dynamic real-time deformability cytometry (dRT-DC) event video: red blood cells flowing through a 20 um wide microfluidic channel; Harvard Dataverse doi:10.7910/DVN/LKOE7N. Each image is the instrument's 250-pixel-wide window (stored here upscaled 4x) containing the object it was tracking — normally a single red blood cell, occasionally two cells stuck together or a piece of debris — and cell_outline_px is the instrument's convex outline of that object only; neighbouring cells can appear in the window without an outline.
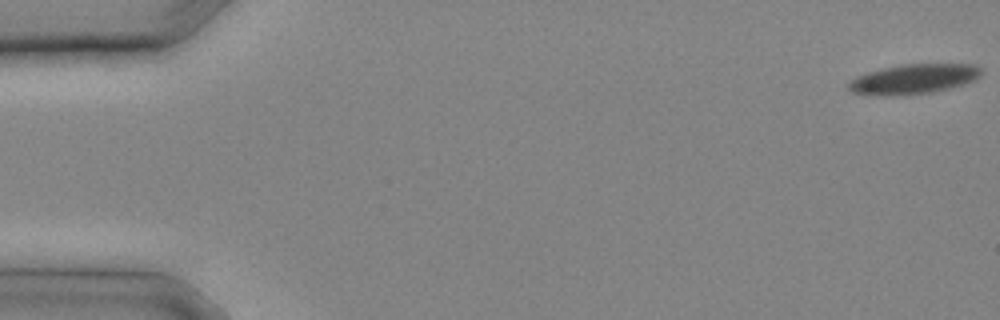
{"species": "common noctule bat (a hibernating species)", "species_latin": "Nyctalus noctula", "temperature_condition": "cold", "stored_images_in_passage": 27, "camera_frame_rate_fps": 3000, "um_per_image_px": 0.085, "animal": {"sex": "male", "body_mass_g": 20.4}, "frame": {"image": 1, "passage_image": 1, "time_ms": 0.0, "image_size_px": [1000, 320], "cell_outline_px": [[980, 76], [976, 80], [964, 84], [932, 92], [908, 96], [852, 92], [848, 88], [848, 84], [856, 76], [868, 72], [900, 64], [972, 64], [980, 68]], "centroid_in_image_um": [77.7, 6.71], "position_along_channel_um": 7.3, "area_um2": 22.77}}
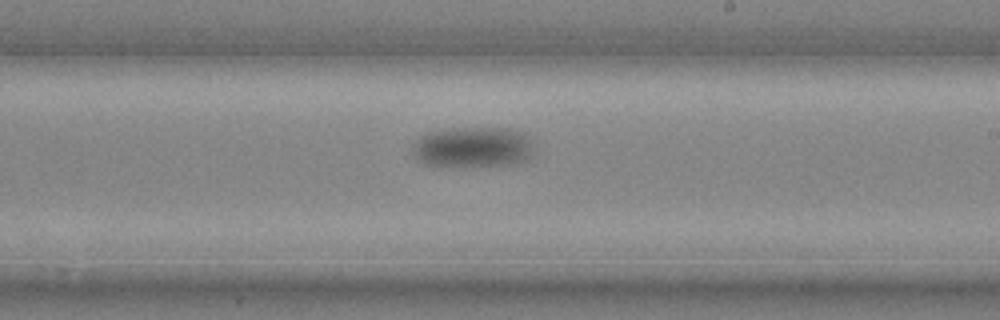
{"frame": {"image": 2, "passage_image": 17, "time_ms": 5.333, "image_size_px": [1000, 320], "cell_outline_px": [[532, 156], [528, 160], [512, 164], [460, 168], [436, 168], [424, 164], [416, 160], [412, 156], [412, 144], [420, 136], [432, 132], [452, 128], [512, 128], [524, 132], [528, 136], [532, 144]], "centroid_in_image_um": [40.15, 12.56], "position_along_channel_um": 248.9, "area_um2": 29.94}}
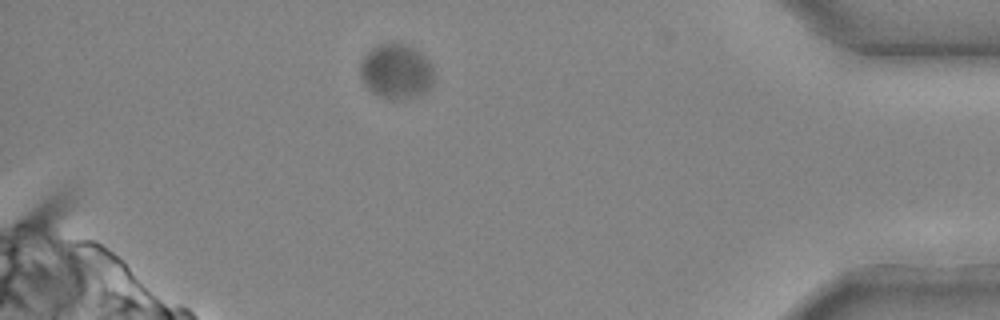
{"frame": {"image": 3, "passage_image": 25, "time_ms": 8.0, "image_size_px": [1000, 320], "cell_outline_px": [[432, 84], [420, 96], [412, 100], [392, 100], [380, 96], [372, 92], [364, 84], [360, 76], [360, 60], [372, 48], [380, 44], [408, 44], [420, 52], [432, 64]], "centroid_in_image_um": [33.68, 6.1], "position_along_channel_um": 401.5, "area_um2": 23.81}}